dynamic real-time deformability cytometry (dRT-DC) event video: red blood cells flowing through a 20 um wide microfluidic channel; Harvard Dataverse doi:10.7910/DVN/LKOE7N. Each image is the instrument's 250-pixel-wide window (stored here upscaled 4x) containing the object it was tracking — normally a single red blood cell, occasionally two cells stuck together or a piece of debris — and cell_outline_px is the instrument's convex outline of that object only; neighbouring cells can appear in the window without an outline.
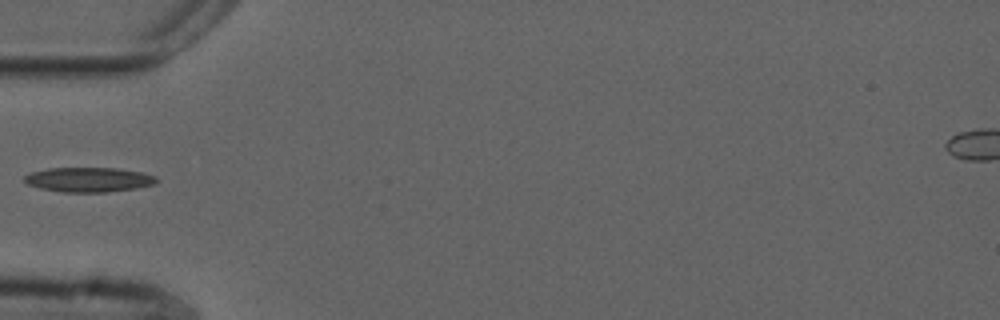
{"species": "common noctule bat (a hibernating species)", "species_latin": "Nyctalus noctula", "temperature_condition": "cold", "stored_images_in_passage": 16, "camera_frame_rate_fps": 3000, "um_per_image_px": 0.085, "animal": {"sex": "male", "forearm_length_mm": 52.5}, "frame": {"image": 1, "passage_image": 1, "time_ms": 0.0, "image_size_px": [1000, 320], "cell_outline_px": [[160, 180], [156, 184], [136, 188], [108, 192], [60, 192], [40, 188], [24, 184], [24, 176], [32, 172], [48, 168], [116, 168], [140, 172], [156, 176]], "centroid_in_image_um": [7.54, 15.27], "position_along_channel_um": 77.5, "area_um2": 19.13}}
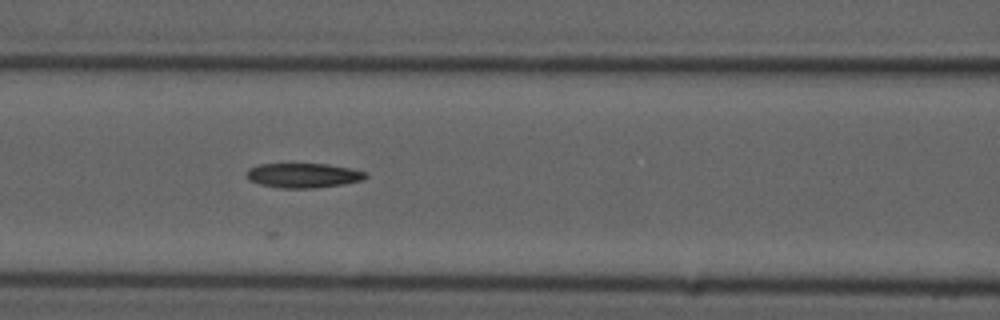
{"frame": {"image": 2, "passage_image": 6, "time_ms": 1.667, "image_size_px": [1000, 320], "cell_outline_px": [[368, 176], [364, 180], [344, 184], [316, 188], [280, 188], [260, 184], [248, 180], [248, 168], [256, 164], [328, 164], [348, 168], [364, 172]], "centroid_in_image_um": [25.77, 14.91], "position_along_channel_um": 140.8, "area_um2": 17.05}}
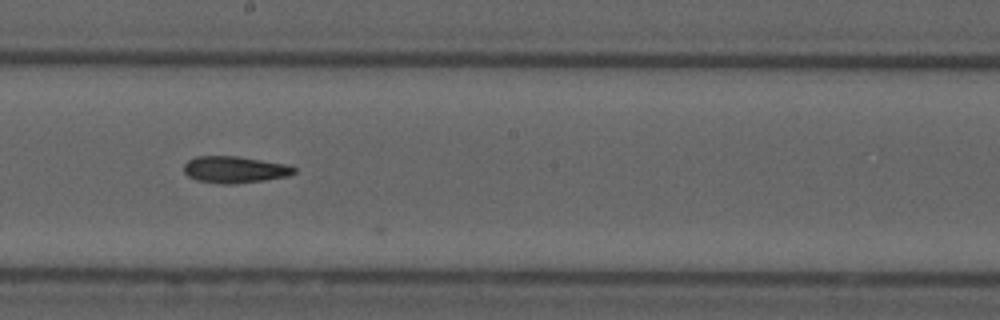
{"frame": {"image": 3, "passage_image": 13, "time_ms": 4.0, "image_size_px": [1000, 320], "cell_outline_px": [[296, 172], [288, 176], [264, 180], [232, 184], [220, 184], [196, 180], [188, 176], [184, 172], [184, 164], [188, 160], [196, 156], [236, 156], [288, 164], [296, 168]], "centroid_in_image_um": [19.95, 14.41], "position_along_channel_um": 228.3, "area_um2": 17.22}}